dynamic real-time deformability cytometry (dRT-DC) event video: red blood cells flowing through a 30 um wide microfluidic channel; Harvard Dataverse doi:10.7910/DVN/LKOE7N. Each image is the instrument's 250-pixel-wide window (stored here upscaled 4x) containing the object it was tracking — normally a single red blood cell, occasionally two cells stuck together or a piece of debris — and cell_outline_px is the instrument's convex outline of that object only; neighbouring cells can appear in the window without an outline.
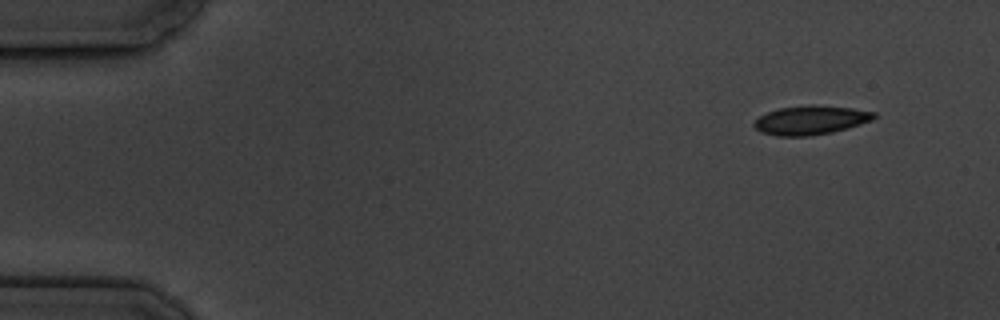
{"species": "common noctule bat (a hibernating species)", "species_latin": "Nyctalus noctula", "temperature_condition": "cold", "stored_images_in_passage": 4, "camera_frame_rate_fps": 3000, "um_per_image_px": 0.085, "animal": {"sex": "male", "body_mass_g": 19.5, "forearm_length_mm": 54.6}, "frame": {"image": 1, "passage_image": 1, "time_ms": 0.0, "image_size_px": [1000, 320], "cell_outline_px": [[876, 116], [872, 120], [848, 128], [832, 132], [812, 136], [776, 136], [760, 132], [752, 124], [760, 116], [768, 112], [780, 108], [812, 104], [852, 108], [876, 112]], "centroid_in_image_um": [68.91, 10.21], "position_along_channel_um": 16.1, "area_um2": 20.29}}
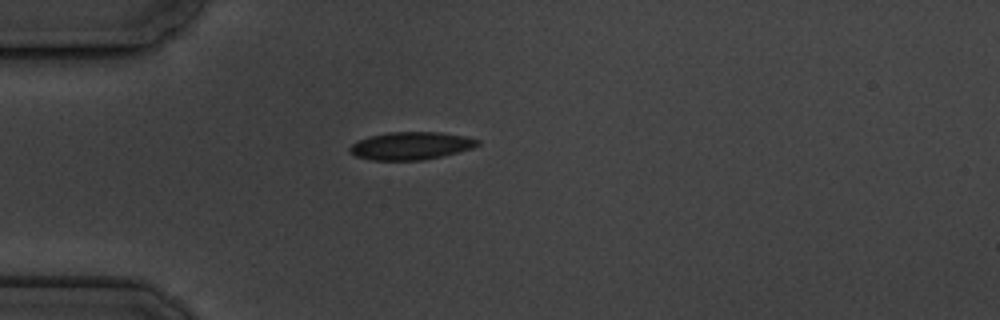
{"frame": {"image": 2, "passage_image": 4, "time_ms": 3.667, "image_size_px": [1000, 320], "cell_outline_px": [[480, 144], [472, 148], [460, 152], [424, 160], [372, 160], [356, 156], [348, 152], [348, 148], [352, 144], [360, 140], [372, 136], [388, 132], [440, 132], [464, 136], [480, 140]], "centroid_in_image_um": [34.95, 12.4], "position_along_channel_um": 50.1, "area_um2": 20.63}}